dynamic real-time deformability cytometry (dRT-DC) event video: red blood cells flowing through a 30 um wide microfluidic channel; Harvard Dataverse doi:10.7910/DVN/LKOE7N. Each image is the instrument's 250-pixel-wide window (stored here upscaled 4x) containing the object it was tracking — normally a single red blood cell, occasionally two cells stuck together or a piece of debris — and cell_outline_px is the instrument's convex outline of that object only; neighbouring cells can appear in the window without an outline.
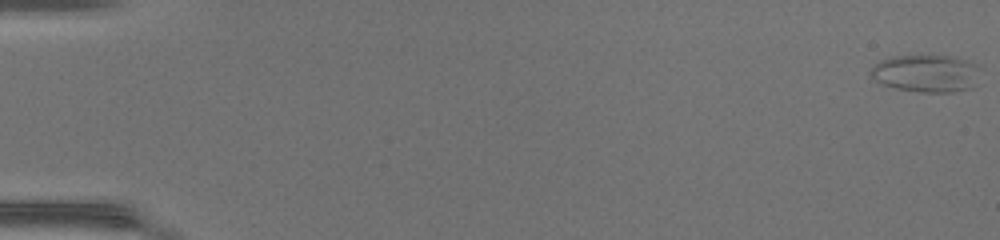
{"species": "common noctule bat (a hibernating species)", "species_latin": "Nyctalus noctula", "temperature_condition": "warm", "stored_images_in_passage": 61, "camera_frame_rate_fps": 3000, "um_per_image_px": 0.085, "animal": {"sex": "female", "body_mass_g": 17.0, "forearm_length_mm": 48.0}, "frame": {"image": 1, "passage_image": 1, "time_ms": 0.0, "image_size_px": [1000, 240], "cell_outline_px": [[980, 68], [972, 88], [952, 92], [920, 92], [896, 88], [884, 84], [876, 80], [868, 72], [872, 64], [880, 60], [892, 56], [952, 56], [968, 60], [976, 64]], "centroid_in_image_um": [78.7, 6.23], "position_along_channel_um": 6.3, "area_um2": 23.93}}
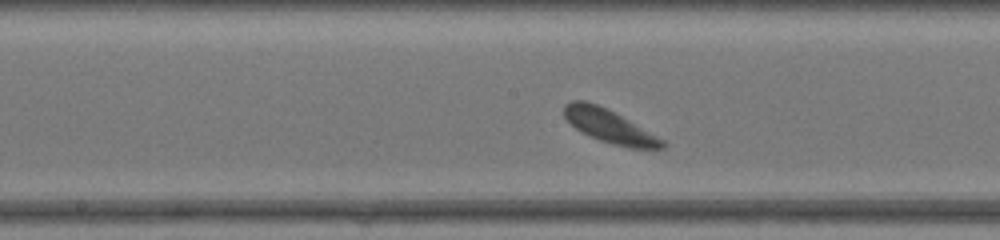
{"frame": {"image": 2, "passage_image": 32, "time_ms": 10.333, "image_size_px": [1000, 240], "cell_outline_px": [[668, 144], [664, 148], [628, 148], [612, 144], [600, 140], [576, 128], [564, 116], [564, 104], [572, 100], [584, 100], [596, 104], [628, 120], [664, 140]], "centroid_in_image_um": [51.81, 10.73], "position_along_channel_um": 196.4, "area_um2": 18.5}}
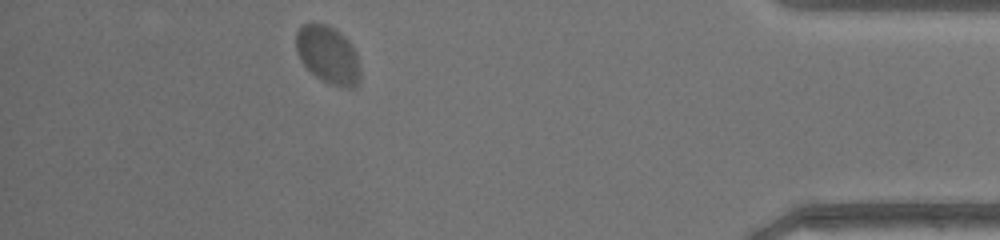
{"frame": {"image": 3, "passage_image": 54, "time_ms": 17.667, "image_size_px": [1000, 240], "cell_outline_px": [[360, 80], [356, 88], [344, 88], [332, 84], [316, 76], [300, 60], [296, 48], [296, 32], [304, 24], [312, 20], [324, 24], [340, 32], [348, 40], [356, 52], [360, 68]], "centroid_in_image_um": [27.9, 4.65], "position_along_channel_um": 407.3, "area_um2": 21.68}, "authors_computed_cell_mechanics": {"area_um2": 20.1722, "velocity_mm_per_s": 3.8297, "shape_relaxation_time_tau1_ms": 8.6334, "shape_relaxation_time_tau2_ms": null, "deformation_change_tau1": 0.192, "deformation_change_tau2": null}}